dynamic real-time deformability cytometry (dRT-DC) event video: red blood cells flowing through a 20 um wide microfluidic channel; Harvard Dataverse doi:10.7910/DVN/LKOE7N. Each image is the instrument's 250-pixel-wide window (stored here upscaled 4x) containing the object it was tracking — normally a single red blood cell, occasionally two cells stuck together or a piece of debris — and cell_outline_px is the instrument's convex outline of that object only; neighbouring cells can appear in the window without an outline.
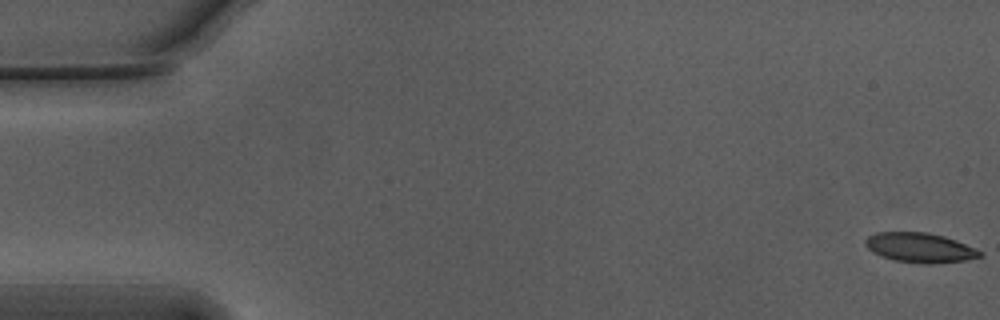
{"species": "Egyptian fruit bat (a non-hibernating species)", "species_latin": "Rousettus aegyptiacus", "temperature_condition": "warm", "stored_images_in_passage": 55, "camera_frame_rate_fps": 3000, "um_per_image_px": 0.085, "animal": {"sex": "male"}, "frame": {"image": 1, "passage_image": 1, "time_ms": 0.0, "image_size_px": [1000, 320], "cell_outline_px": [[984, 256], [964, 260], [932, 264], [924, 264], [896, 260], [880, 256], [872, 252], [864, 244], [864, 240], [868, 236], [876, 232], [928, 232], [944, 236], [956, 240], [984, 252]], "centroid_in_image_um": [78.19, 21.05], "position_along_channel_um": 6.8, "area_um2": 19.94}}
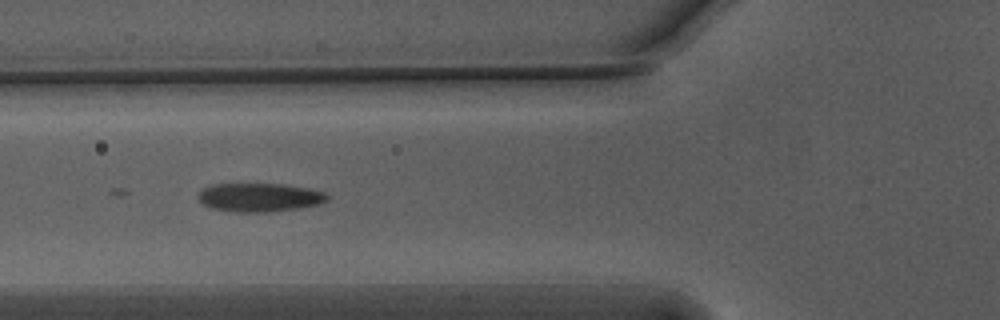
{"frame": {"image": 2, "passage_image": 21, "time_ms": 6.667, "image_size_px": [1000, 320], "cell_outline_px": [[328, 200], [320, 204], [300, 208], [268, 212], [236, 212], [212, 208], [204, 204], [196, 196], [200, 188], [212, 184], [284, 184], [308, 188], [324, 192], [328, 196]], "centroid_in_image_um": [22.04, 16.77], "position_along_channel_um": 103.8, "area_um2": 21.68}}
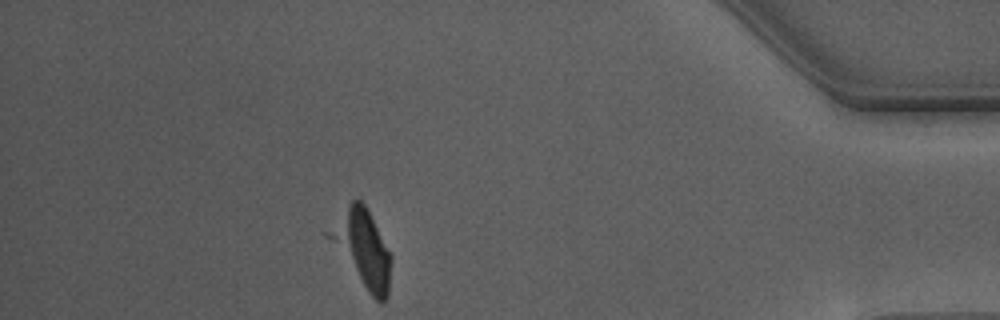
{"frame": {"image": 3, "passage_image": 49, "time_ms": 16.0, "image_size_px": [1000, 320], "cell_outline_px": [[392, 260], [388, 296], [384, 304], [380, 304], [368, 292], [340, 236], [340, 232], [348, 208], [352, 200], [360, 200], [364, 204], [392, 256]], "centroid_in_image_um": [31.23, 21.29], "position_along_channel_um": 404.0, "area_um2": 22.2}}